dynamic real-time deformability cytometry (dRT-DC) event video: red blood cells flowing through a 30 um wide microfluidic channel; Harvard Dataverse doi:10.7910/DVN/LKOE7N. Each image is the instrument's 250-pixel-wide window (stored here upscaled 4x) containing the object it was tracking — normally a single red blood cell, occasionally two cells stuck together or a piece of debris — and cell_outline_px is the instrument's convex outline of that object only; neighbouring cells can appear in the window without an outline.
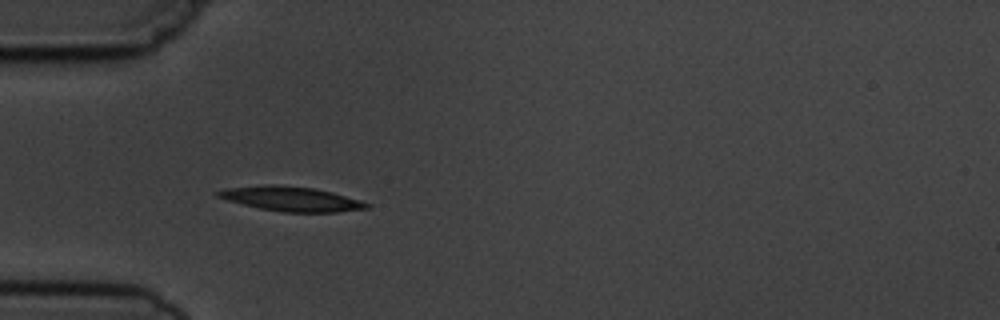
{"species": "common noctule bat (a hibernating species)", "species_latin": "Nyctalus noctula", "temperature_condition": "cold", "stored_images_in_passage": 11, "camera_frame_rate_fps": 3000, "um_per_image_px": 0.085, "animal": {"sex": "male", "body_mass_g": 19.5, "forearm_length_mm": 54.6}, "frame": {"image": 1, "passage_image": 5, "time_ms": 5.333, "image_size_px": [1000, 320], "cell_outline_px": [[372, 204], [368, 208], [336, 212], [284, 212], [260, 208], [228, 200], [216, 196], [216, 192], [228, 188], [268, 184], [272, 184], [312, 188], [332, 192], [360, 200]], "centroid_in_image_um": [24.78, 16.9], "position_along_channel_um": 60.2, "area_um2": 20.98}}
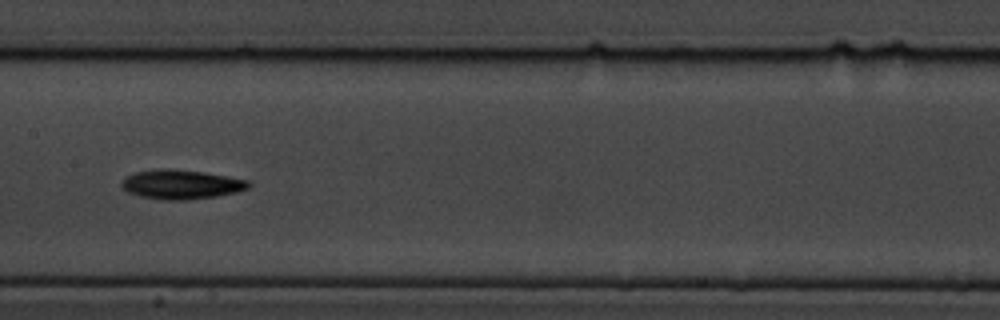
{"frame": {"image": 2, "passage_image": 8, "time_ms": 9.0, "image_size_px": [1000, 320], "cell_outline_px": [[252, 184], [248, 188], [236, 192], [216, 196], [184, 200], [160, 200], [140, 196], [128, 192], [120, 184], [128, 176], [136, 172], [160, 168], [172, 168], [204, 172], [248, 180]], "centroid_in_image_um": [15.41, 15.67], "position_along_channel_um": 192.0, "area_um2": 21.62}}
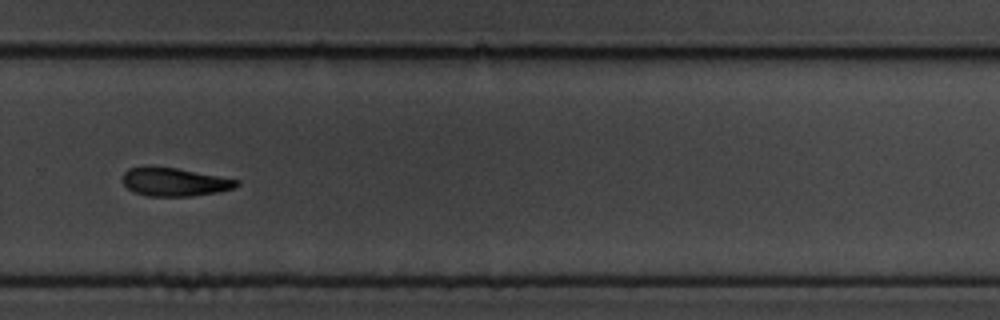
{"frame": {"image": 3, "passage_image": 11, "time_ms": 12.333, "image_size_px": [1000, 320], "cell_outline_px": [[240, 184], [232, 188], [216, 192], [192, 196], [148, 196], [132, 192], [124, 184], [124, 172], [128, 168], [144, 164], [148, 164], [176, 168], [240, 180]], "centroid_in_image_um": [14.77, 15.44], "position_along_channel_um": 315.0, "area_um2": 19.07}}